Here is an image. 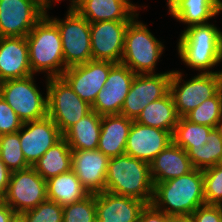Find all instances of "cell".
<instances>
[{
  "instance_id": "9a60e30c",
  "label": "cell",
  "mask_w": 222,
  "mask_h": 222,
  "mask_svg": "<svg viewBox=\"0 0 222 222\" xmlns=\"http://www.w3.org/2000/svg\"><path fill=\"white\" fill-rule=\"evenodd\" d=\"M135 75L128 66L116 63L110 69L105 86L91 109L100 116L120 114Z\"/></svg>"
},
{
  "instance_id": "5b68a950",
  "label": "cell",
  "mask_w": 222,
  "mask_h": 222,
  "mask_svg": "<svg viewBox=\"0 0 222 222\" xmlns=\"http://www.w3.org/2000/svg\"><path fill=\"white\" fill-rule=\"evenodd\" d=\"M136 15L128 24L121 63L135 74H156L155 67L164 45Z\"/></svg>"
},
{
  "instance_id": "cb8c5ba5",
  "label": "cell",
  "mask_w": 222,
  "mask_h": 222,
  "mask_svg": "<svg viewBox=\"0 0 222 222\" xmlns=\"http://www.w3.org/2000/svg\"><path fill=\"white\" fill-rule=\"evenodd\" d=\"M169 15L187 27L208 23L222 11V0H167Z\"/></svg>"
},
{
  "instance_id": "d6986e66",
  "label": "cell",
  "mask_w": 222,
  "mask_h": 222,
  "mask_svg": "<svg viewBox=\"0 0 222 222\" xmlns=\"http://www.w3.org/2000/svg\"><path fill=\"white\" fill-rule=\"evenodd\" d=\"M146 203L108 191L96 193L97 222H138Z\"/></svg>"
},
{
  "instance_id": "f546056e",
  "label": "cell",
  "mask_w": 222,
  "mask_h": 222,
  "mask_svg": "<svg viewBox=\"0 0 222 222\" xmlns=\"http://www.w3.org/2000/svg\"><path fill=\"white\" fill-rule=\"evenodd\" d=\"M212 127L194 124L185 117H180L172 134L173 142L186 152L191 147H200L208 142Z\"/></svg>"
},
{
  "instance_id": "8fae6325",
  "label": "cell",
  "mask_w": 222,
  "mask_h": 222,
  "mask_svg": "<svg viewBox=\"0 0 222 222\" xmlns=\"http://www.w3.org/2000/svg\"><path fill=\"white\" fill-rule=\"evenodd\" d=\"M45 15L39 0H0V37H26Z\"/></svg>"
},
{
  "instance_id": "5bb4252c",
  "label": "cell",
  "mask_w": 222,
  "mask_h": 222,
  "mask_svg": "<svg viewBox=\"0 0 222 222\" xmlns=\"http://www.w3.org/2000/svg\"><path fill=\"white\" fill-rule=\"evenodd\" d=\"M18 133L20 135L21 150L26 162L31 167L50 147L63 138L60 129L49 116L23 123Z\"/></svg>"
},
{
  "instance_id": "ab89813d",
  "label": "cell",
  "mask_w": 222,
  "mask_h": 222,
  "mask_svg": "<svg viewBox=\"0 0 222 222\" xmlns=\"http://www.w3.org/2000/svg\"><path fill=\"white\" fill-rule=\"evenodd\" d=\"M15 211L2 199L0 201V222H9Z\"/></svg>"
},
{
  "instance_id": "83f0119b",
  "label": "cell",
  "mask_w": 222,
  "mask_h": 222,
  "mask_svg": "<svg viewBox=\"0 0 222 222\" xmlns=\"http://www.w3.org/2000/svg\"><path fill=\"white\" fill-rule=\"evenodd\" d=\"M72 149L62 138L35 163L33 168L44 179L48 180L71 170Z\"/></svg>"
},
{
  "instance_id": "ffe728a7",
  "label": "cell",
  "mask_w": 222,
  "mask_h": 222,
  "mask_svg": "<svg viewBox=\"0 0 222 222\" xmlns=\"http://www.w3.org/2000/svg\"><path fill=\"white\" fill-rule=\"evenodd\" d=\"M31 75L26 37H0V82Z\"/></svg>"
},
{
  "instance_id": "2e32d148",
  "label": "cell",
  "mask_w": 222,
  "mask_h": 222,
  "mask_svg": "<svg viewBox=\"0 0 222 222\" xmlns=\"http://www.w3.org/2000/svg\"><path fill=\"white\" fill-rule=\"evenodd\" d=\"M129 22L100 21L90 24L92 60L121 63Z\"/></svg>"
},
{
  "instance_id": "7402d4cb",
  "label": "cell",
  "mask_w": 222,
  "mask_h": 222,
  "mask_svg": "<svg viewBox=\"0 0 222 222\" xmlns=\"http://www.w3.org/2000/svg\"><path fill=\"white\" fill-rule=\"evenodd\" d=\"M74 9L90 24L100 21H131L139 15L125 0H79Z\"/></svg>"
},
{
  "instance_id": "603a6c76",
  "label": "cell",
  "mask_w": 222,
  "mask_h": 222,
  "mask_svg": "<svg viewBox=\"0 0 222 222\" xmlns=\"http://www.w3.org/2000/svg\"><path fill=\"white\" fill-rule=\"evenodd\" d=\"M132 124V119L121 114L102 116L97 149L109 158L125 154Z\"/></svg>"
},
{
  "instance_id": "6da1fadb",
  "label": "cell",
  "mask_w": 222,
  "mask_h": 222,
  "mask_svg": "<svg viewBox=\"0 0 222 222\" xmlns=\"http://www.w3.org/2000/svg\"><path fill=\"white\" fill-rule=\"evenodd\" d=\"M152 205L171 217H190L206 204L203 188V170L193 169L180 177L153 183Z\"/></svg>"
},
{
  "instance_id": "44dd1931",
  "label": "cell",
  "mask_w": 222,
  "mask_h": 222,
  "mask_svg": "<svg viewBox=\"0 0 222 222\" xmlns=\"http://www.w3.org/2000/svg\"><path fill=\"white\" fill-rule=\"evenodd\" d=\"M193 169L187 152L174 142L162 150L150 163L153 183H161L180 177Z\"/></svg>"
},
{
  "instance_id": "74e56055",
  "label": "cell",
  "mask_w": 222,
  "mask_h": 222,
  "mask_svg": "<svg viewBox=\"0 0 222 222\" xmlns=\"http://www.w3.org/2000/svg\"><path fill=\"white\" fill-rule=\"evenodd\" d=\"M171 216L156 209L152 204H146L139 214L138 222H170Z\"/></svg>"
},
{
  "instance_id": "e575fe53",
  "label": "cell",
  "mask_w": 222,
  "mask_h": 222,
  "mask_svg": "<svg viewBox=\"0 0 222 222\" xmlns=\"http://www.w3.org/2000/svg\"><path fill=\"white\" fill-rule=\"evenodd\" d=\"M22 214L26 222H63V206L49 199Z\"/></svg>"
},
{
  "instance_id": "4dcf8cb0",
  "label": "cell",
  "mask_w": 222,
  "mask_h": 222,
  "mask_svg": "<svg viewBox=\"0 0 222 222\" xmlns=\"http://www.w3.org/2000/svg\"><path fill=\"white\" fill-rule=\"evenodd\" d=\"M0 159L11 172L31 167L26 162L21 150L18 132L0 135Z\"/></svg>"
},
{
  "instance_id": "8d00e7d4",
  "label": "cell",
  "mask_w": 222,
  "mask_h": 222,
  "mask_svg": "<svg viewBox=\"0 0 222 222\" xmlns=\"http://www.w3.org/2000/svg\"><path fill=\"white\" fill-rule=\"evenodd\" d=\"M190 217L194 222H222V205L204 204L198 207Z\"/></svg>"
},
{
  "instance_id": "60d3db41",
  "label": "cell",
  "mask_w": 222,
  "mask_h": 222,
  "mask_svg": "<svg viewBox=\"0 0 222 222\" xmlns=\"http://www.w3.org/2000/svg\"><path fill=\"white\" fill-rule=\"evenodd\" d=\"M56 1L59 2L61 0H39L41 7L46 12H47L48 9L51 8L53 2L55 3ZM69 1L71 2L70 6H69V9H74L77 6L78 2H79V0H69Z\"/></svg>"
},
{
  "instance_id": "277c9868",
  "label": "cell",
  "mask_w": 222,
  "mask_h": 222,
  "mask_svg": "<svg viewBox=\"0 0 222 222\" xmlns=\"http://www.w3.org/2000/svg\"><path fill=\"white\" fill-rule=\"evenodd\" d=\"M32 73L46 72L49 77H61L67 69L64 64L63 47L57 25L46 15L26 36Z\"/></svg>"
},
{
  "instance_id": "7c38bea8",
  "label": "cell",
  "mask_w": 222,
  "mask_h": 222,
  "mask_svg": "<svg viewBox=\"0 0 222 222\" xmlns=\"http://www.w3.org/2000/svg\"><path fill=\"white\" fill-rule=\"evenodd\" d=\"M172 71L157 74H136L120 114L136 120L151 102L169 92Z\"/></svg>"
},
{
  "instance_id": "484cf974",
  "label": "cell",
  "mask_w": 222,
  "mask_h": 222,
  "mask_svg": "<svg viewBox=\"0 0 222 222\" xmlns=\"http://www.w3.org/2000/svg\"><path fill=\"white\" fill-rule=\"evenodd\" d=\"M179 118L173 98L168 92L164 97L149 103L135 121L173 134Z\"/></svg>"
},
{
  "instance_id": "d590c367",
  "label": "cell",
  "mask_w": 222,
  "mask_h": 222,
  "mask_svg": "<svg viewBox=\"0 0 222 222\" xmlns=\"http://www.w3.org/2000/svg\"><path fill=\"white\" fill-rule=\"evenodd\" d=\"M22 125L18 115L0 96V135L18 132Z\"/></svg>"
},
{
  "instance_id": "f6af8a7d",
  "label": "cell",
  "mask_w": 222,
  "mask_h": 222,
  "mask_svg": "<svg viewBox=\"0 0 222 222\" xmlns=\"http://www.w3.org/2000/svg\"><path fill=\"white\" fill-rule=\"evenodd\" d=\"M127 3H129L136 11H138L139 9V7L140 6H137L136 4H132V2L131 1H129V0H125Z\"/></svg>"
},
{
  "instance_id": "9c48e42d",
  "label": "cell",
  "mask_w": 222,
  "mask_h": 222,
  "mask_svg": "<svg viewBox=\"0 0 222 222\" xmlns=\"http://www.w3.org/2000/svg\"><path fill=\"white\" fill-rule=\"evenodd\" d=\"M49 18L60 31L65 67L91 61L90 23L75 9H68L65 19Z\"/></svg>"
},
{
  "instance_id": "836d02e7",
  "label": "cell",
  "mask_w": 222,
  "mask_h": 222,
  "mask_svg": "<svg viewBox=\"0 0 222 222\" xmlns=\"http://www.w3.org/2000/svg\"><path fill=\"white\" fill-rule=\"evenodd\" d=\"M203 188L207 205H222V163L203 170Z\"/></svg>"
},
{
  "instance_id": "b9f144b4",
  "label": "cell",
  "mask_w": 222,
  "mask_h": 222,
  "mask_svg": "<svg viewBox=\"0 0 222 222\" xmlns=\"http://www.w3.org/2000/svg\"><path fill=\"white\" fill-rule=\"evenodd\" d=\"M9 222H26V219L22 213H15Z\"/></svg>"
},
{
  "instance_id": "d4e9b609",
  "label": "cell",
  "mask_w": 222,
  "mask_h": 222,
  "mask_svg": "<svg viewBox=\"0 0 222 222\" xmlns=\"http://www.w3.org/2000/svg\"><path fill=\"white\" fill-rule=\"evenodd\" d=\"M102 116L91 110L70 127L63 138L72 150H95L98 147Z\"/></svg>"
},
{
  "instance_id": "f35d334b",
  "label": "cell",
  "mask_w": 222,
  "mask_h": 222,
  "mask_svg": "<svg viewBox=\"0 0 222 222\" xmlns=\"http://www.w3.org/2000/svg\"><path fill=\"white\" fill-rule=\"evenodd\" d=\"M11 174L12 172L0 159V194L2 196H4L7 193Z\"/></svg>"
},
{
  "instance_id": "d6a6232c",
  "label": "cell",
  "mask_w": 222,
  "mask_h": 222,
  "mask_svg": "<svg viewBox=\"0 0 222 222\" xmlns=\"http://www.w3.org/2000/svg\"><path fill=\"white\" fill-rule=\"evenodd\" d=\"M63 222H97L96 194L63 206Z\"/></svg>"
},
{
  "instance_id": "e0dca14e",
  "label": "cell",
  "mask_w": 222,
  "mask_h": 222,
  "mask_svg": "<svg viewBox=\"0 0 222 222\" xmlns=\"http://www.w3.org/2000/svg\"><path fill=\"white\" fill-rule=\"evenodd\" d=\"M172 142L171 132L146 126L133 120L125 154L150 164Z\"/></svg>"
},
{
  "instance_id": "1f68e13d",
  "label": "cell",
  "mask_w": 222,
  "mask_h": 222,
  "mask_svg": "<svg viewBox=\"0 0 222 222\" xmlns=\"http://www.w3.org/2000/svg\"><path fill=\"white\" fill-rule=\"evenodd\" d=\"M185 118L194 124L216 128L222 118V89L214 97L193 109Z\"/></svg>"
},
{
  "instance_id": "4fadbf2b",
  "label": "cell",
  "mask_w": 222,
  "mask_h": 222,
  "mask_svg": "<svg viewBox=\"0 0 222 222\" xmlns=\"http://www.w3.org/2000/svg\"><path fill=\"white\" fill-rule=\"evenodd\" d=\"M115 64L111 61L91 60L68 67L61 77L83 101L92 106Z\"/></svg>"
},
{
  "instance_id": "52a82bcc",
  "label": "cell",
  "mask_w": 222,
  "mask_h": 222,
  "mask_svg": "<svg viewBox=\"0 0 222 222\" xmlns=\"http://www.w3.org/2000/svg\"><path fill=\"white\" fill-rule=\"evenodd\" d=\"M47 88V116L64 134L92 109L83 101L62 77H49Z\"/></svg>"
},
{
  "instance_id": "7bdbcfd3",
  "label": "cell",
  "mask_w": 222,
  "mask_h": 222,
  "mask_svg": "<svg viewBox=\"0 0 222 222\" xmlns=\"http://www.w3.org/2000/svg\"><path fill=\"white\" fill-rule=\"evenodd\" d=\"M170 222H194L191 217H172Z\"/></svg>"
},
{
  "instance_id": "f1b7e54d",
  "label": "cell",
  "mask_w": 222,
  "mask_h": 222,
  "mask_svg": "<svg viewBox=\"0 0 222 222\" xmlns=\"http://www.w3.org/2000/svg\"><path fill=\"white\" fill-rule=\"evenodd\" d=\"M208 142L200 147H191L188 157L195 169L204 170L206 168L222 163V137L213 128L208 134Z\"/></svg>"
},
{
  "instance_id": "ac0fdd59",
  "label": "cell",
  "mask_w": 222,
  "mask_h": 222,
  "mask_svg": "<svg viewBox=\"0 0 222 222\" xmlns=\"http://www.w3.org/2000/svg\"><path fill=\"white\" fill-rule=\"evenodd\" d=\"M109 159L98 149L72 150L71 170L90 194L105 191Z\"/></svg>"
},
{
  "instance_id": "8992f818",
  "label": "cell",
  "mask_w": 222,
  "mask_h": 222,
  "mask_svg": "<svg viewBox=\"0 0 222 222\" xmlns=\"http://www.w3.org/2000/svg\"><path fill=\"white\" fill-rule=\"evenodd\" d=\"M182 77L179 70H172L169 85V92L179 117H185L222 89V73H198L187 81Z\"/></svg>"
},
{
  "instance_id": "3957f363",
  "label": "cell",
  "mask_w": 222,
  "mask_h": 222,
  "mask_svg": "<svg viewBox=\"0 0 222 222\" xmlns=\"http://www.w3.org/2000/svg\"><path fill=\"white\" fill-rule=\"evenodd\" d=\"M105 191L151 204L154 184L150 164L127 154L111 157L107 167Z\"/></svg>"
},
{
  "instance_id": "ee69618b",
  "label": "cell",
  "mask_w": 222,
  "mask_h": 222,
  "mask_svg": "<svg viewBox=\"0 0 222 222\" xmlns=\"http://www.w3.org/2000/svg\"><path fill=\"white\" fill-rule=\"evenodd\" d=\"M215 129L219 132V135L222 137V118H221L220 121L217 123Z\"/></svg>"
},
{
  "instance_id": "4316f807",
  "label": "cell",
  "mask_w": 222,
  "mask_h": 222,
  "mask_svg": "<svg viewBox=\"0 0 222 222\" xmlns=\"http://www.w3.org/2000/svg\"><path fill=\"white\" fill-rule=\"evenodd\" d=\"M47 199L66 206L86 198L90 193L70 170L46 180Z\"/></svg>"
},
{
  "instance_id": "30bf717a",
  "label": "cell",
  "mask_w": 222,
  "mask_h": 222,
  "mask_svg": "<svg viewBox=\"0 0 222 222\" xmlns=\"http://www.w3.org/2000/svg\"><path fill=\"white\" fill-rule=\"evenodd\" d=\"M46 199V180L33 167L12 172L8 190L3 196V200L15 213L34 209Z\"/></svg>"
},
{
  "instance_id": "ba28073f",
  "label": "cell",
  "mask_w": 222,
  "mask_h": 222,
  "mask_svg": "<svg viewBox=\"0 0 222 222\" xmlns=\"http://www.w3.org/2000/svg\"><path fill=\"white\" fill-rule=\"evenodd\" d=\"M33 76L0 82V96L23 123L47 116V88L44 97L37 89Z\"/></svg>"
},
{
  "instance_id": "7a4b0ae2",
  "label": "cell",
  "mask_w": 222,
  "mask_h": 222,
  "mask_svg": "<svg viewBox=\"0 0 222 222\" xmlns=\"http://www.w3.org/2000/svg\"><path fill=\"white\" fill-rule=\"evenodd\" d=\"M180 58L186 66L201 73L210 71L222 61V32L212 23L187 27L177 44Z\"/></svg>"
}]
</instances>
